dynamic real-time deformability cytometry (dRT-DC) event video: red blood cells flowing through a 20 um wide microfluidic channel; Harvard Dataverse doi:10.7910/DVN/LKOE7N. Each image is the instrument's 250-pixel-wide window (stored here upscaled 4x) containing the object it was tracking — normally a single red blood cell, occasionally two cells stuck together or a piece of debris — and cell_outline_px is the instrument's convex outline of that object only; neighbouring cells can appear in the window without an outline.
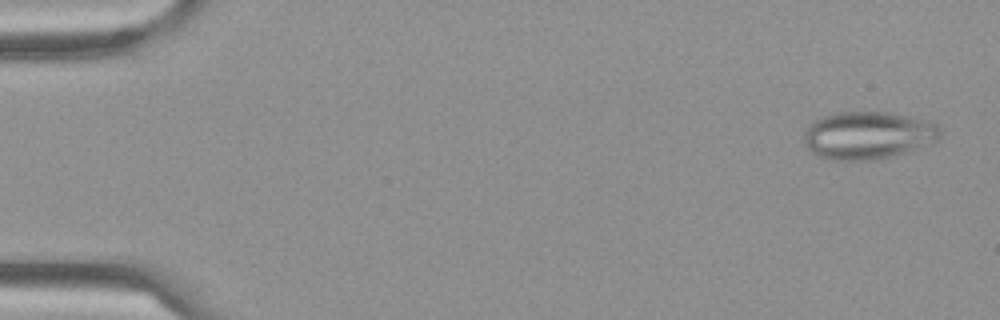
{"species": "Egyptian fruit bat (a non-hibernating species)", "species_latin": "Rousettus aegyptiacus", "temperature_condition": "cold", "stored_images_in_passage": 59, "camera_frame_rate_fps": 3000, "um_per_image_px": 0.085, "frame": {"image": 1, "passage_image": 3, "time_ms": 0.667, "image_size_px": [1000, 320], "cell_outline_px": [[940, 136], [936, 140], [912, 152], [880, 160], [832, 160], [820, 156], [812, 152], [804, 144], [804, 132], [808, 124], [824, 116], [840, 112], [888, 112], [908, 116], [936, 124], [940, 128]], "centroid_in_image_um": [73.78, 11.52], "position_along_channel_um": 11.2, "area_um2": 38.03}}
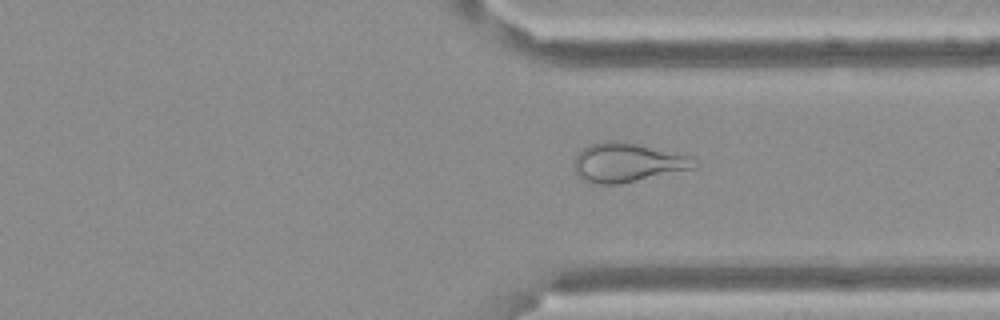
{"frame": {"image": 2, "passage_image": 45, "time_ms": 14.667, "image_size_px": [1000, 320], "cell_outline_px": [[700, 164], [696, 168], [620, 184], [588, 184], [576, 176], [572, 168], [576, 156], [588, 144], [608, 140], [616, 140], [636, 144], [692, 156]], "centroid_in_image_um": [53.3, 13.83], "position_along_channel_um": 358.1, "area_um2": 27.8}}
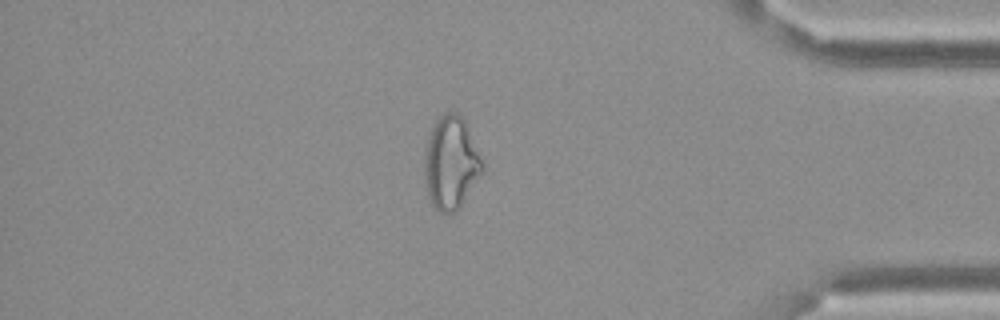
{"frame": {"image": 3, "passage_image": 51, "time_ms": 16.667, "image_size_px": [1000, 320], "cell_outline_px": [[484, 168], [456, 212], [440, 212], [428, 200], [424, 176], [424, 156], [428, 136], [432, 124], [444, 112], [456, 112], [464, 120], [468, 128], [484, 164]], "centroid_in_image_um": [38.29, 13.82], "position_along_channel_um": 396.9, "area_um2": 31.15}}